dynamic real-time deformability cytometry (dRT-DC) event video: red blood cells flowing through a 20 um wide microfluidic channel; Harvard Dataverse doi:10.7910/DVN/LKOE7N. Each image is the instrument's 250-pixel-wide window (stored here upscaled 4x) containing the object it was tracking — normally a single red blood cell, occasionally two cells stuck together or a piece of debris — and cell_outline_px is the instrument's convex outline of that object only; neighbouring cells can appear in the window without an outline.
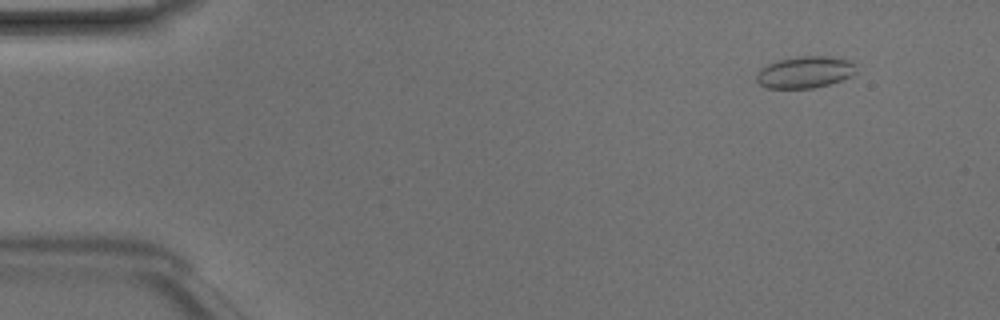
{"species": "Egyptian fruit bat (a non-hibernating species)", "species_latin": "Rousettus aegyptiacus", "temperature_condition": "room temperature", "stored_images_in_passage": 48, "camera_frame_rate_fps": 3000, "um_per_image_px": 0.085, "animal": {"sex": "male"}, "frame": {"image": 1, "passage_image": 5, "time_ms": 1.333, "image_size_px": [1000, 320], "cell_outline_px": [[856, 72], [852, 76], [828, 84], [812, 88], [768, 88], [760, 84], [756, 80], [756, 72], [760, 68], [776, 60], [796, 56], [832, 56], [848, 60], [852, 64]], "centroid_in_image_um": [68.37, 6.12], "position_along_channel_um": 16.6, "area_um2": 18.44}}
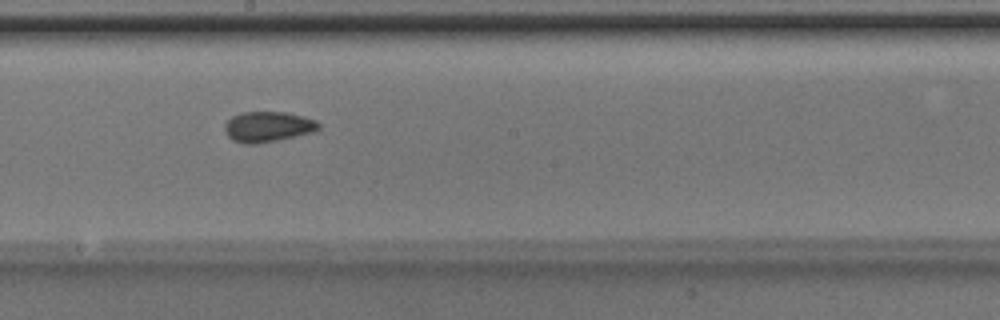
{"frame": {"image": 2, "passage_image": 27, "time_ms": 8.667, "image_size_px": [1000, 320], "cell_outline_px": [[320, 128], [312, 132], [276, 140], [256, 144], [244, 144], [232, 140], [228, 136], [224, 128], [224, 124], [232, 116], [240, 112], [284, 112], [304, 116], [316, 120], [320, 124]], "centroid_in_image_um": [22.75, 10.76], "position_along_channel_um": 225.5, "area_um2": 16.65}}
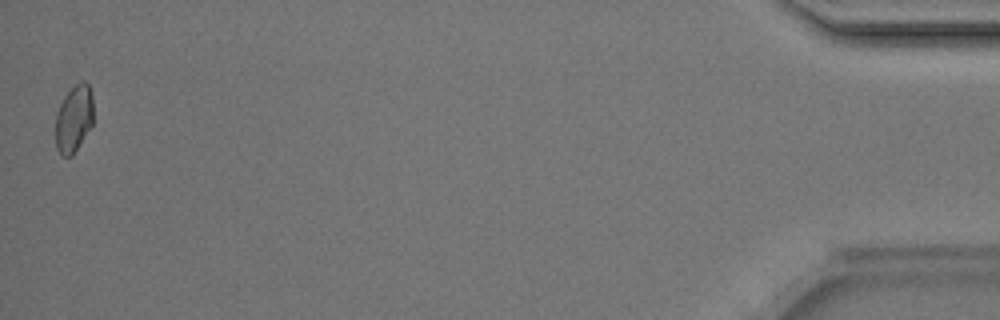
{"frame": {"image": 3, "passage_image": 48, "time_ms": 15.667, "image_size_px": [1000, 320], "cell_outline_px": [[92, 124], [72, 156], [60, 156], [56, 148], [56, 112], [64, 96], [76, 84], [84, 80], [88, 84], [92, 96]], "centroid_in_image_um": [6.26, 10.1], "position_along_channel_um": 428.9, "area_um2": 14.62}, "authors_computed_cell_mechanics": {"area_um2": 16.2418, "velocity_mm_per_s": 4.2347, "shape_relaxation_time_tau1_ms": null, "shape_relaxation_time_tau2_ms": 1.3992, "deformation_change_tau1": null, "deformation_change_tau2": 0.0603}}